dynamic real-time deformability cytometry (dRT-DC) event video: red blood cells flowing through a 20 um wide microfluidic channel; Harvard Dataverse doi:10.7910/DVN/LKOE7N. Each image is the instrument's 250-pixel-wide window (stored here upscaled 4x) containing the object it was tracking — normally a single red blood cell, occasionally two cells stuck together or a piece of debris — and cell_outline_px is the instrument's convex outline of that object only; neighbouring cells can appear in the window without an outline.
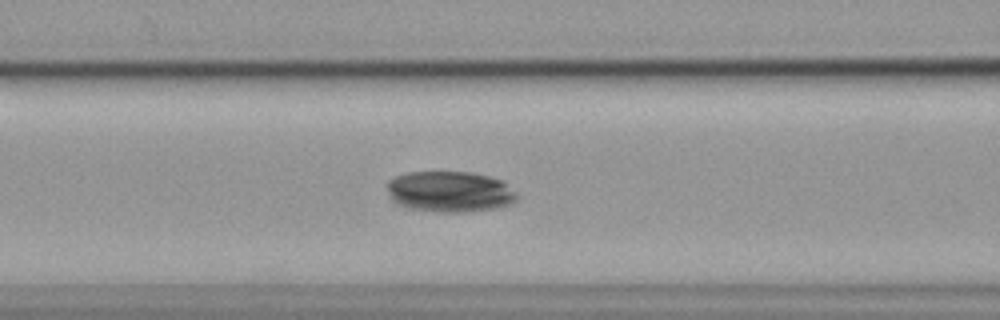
{"species": "common noctule bat (a hibernating species)", "species_latin": "Nyctalus noctula", "temperature_condition": "cold", "stored_images_in_passage": 21, "camera_frame_rate_fps": 3000, "um_per_image_px": 0.085, "animal": {"sex": "female", "body_mass_g": 19.9}, "frame": {"image": 1, "passage_image": 7, "time_ms": 2.0, "image_size_px": [1000, 320], "cell_outline_px": [[520, 196], [516, 200], [508, 204], [496, 208], [464, 212], [440, 212], [412, 208], [396, 204], [388, 196], [388, 180], [396, 176], [408, 172], [472, 172], [504, 180]], "centroid_in_image_um": [38.25, 16.28], "position_along_channel_um": 128.3, "area_um2": 31.1}}
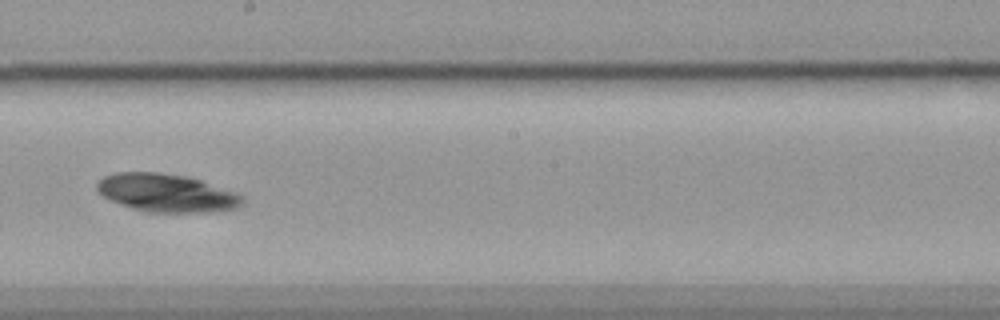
{"frame": {"image": 2, "passage_image": 16, "time_ms": 5.0, "image_size_px": [1000, 320], "cell_outline_px": [[244, 204], [236, 208], [216, 212], [148, 212], [132, 208], [120, 204], [104, 196], [96, 188], [96, 184], [104, 176], [116, 172], [156, 172], [188, 176], [236, 192], [244, 196]], "centroid_in_image_um": [14.2, 16.4], "position_along_channel_um": 234.0, "area_um2": 32.31}}
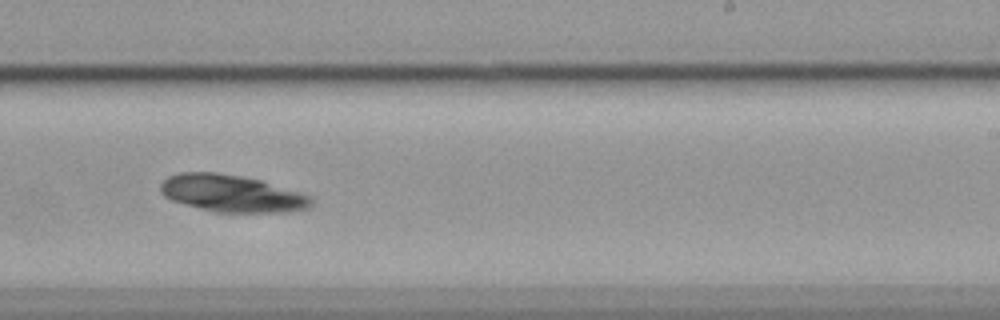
{"frame": {"image": 3, "passage_image": 19, "time_ms": 6.0, "image_size_px": [1000, 320], "cell_outline_px": [[312, 204], [308, 208], [292, 212], [216, 212], [184, 204], [172, 200], [164, 196], [160, 192], [160, 184], [168, 176], [180, 172], [216, 172], [240, 176], [260, 180], [300, 192], [312, 196]], "centroid_in_image_um": [19.7, 16.44], "position_along_channel_um": 269.3, "area_um2": 32.6}}